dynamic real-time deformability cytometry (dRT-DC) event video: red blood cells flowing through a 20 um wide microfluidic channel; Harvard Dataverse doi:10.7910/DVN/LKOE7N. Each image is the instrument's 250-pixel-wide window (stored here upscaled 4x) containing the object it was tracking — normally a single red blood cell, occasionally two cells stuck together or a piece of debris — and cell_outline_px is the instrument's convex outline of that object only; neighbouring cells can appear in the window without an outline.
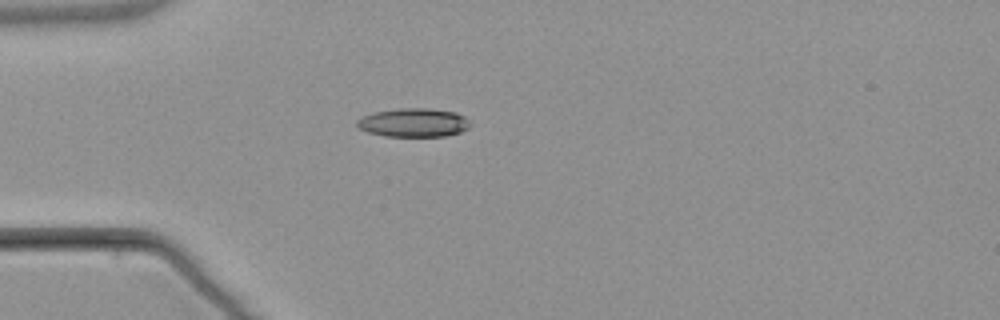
{"species": "common noctule bat (a hibernating species)", "species_latin": "Nyctalus noctula", "temperature_condition": "warm", "stored_images_in_passage": 7, "camera_frame_rate_fps": 3000, "um_per_image_px": 0.085, "animal": {"sex": "male", "body_mass_g": 21.5, "forearm_length_mm": 52.0}, "frame": {"image": 1, "passage_image": 7, "time_ms": 8.333, "image_size_px": [1000, 320], "cell_outline_px": [[472, 124], [468, 128], [460, 132], [444, 136], [384, 136], [368, 132], [360, 128], [356, 124], [356, 120], [360, 116], [372, 112], [400, 108], [428, 108], [456, 112], [464, 116]], "centroid_in_image_um": [35.14, 10.41], "position_along_channel_um": 49.9, "area_um2": 19.07}}